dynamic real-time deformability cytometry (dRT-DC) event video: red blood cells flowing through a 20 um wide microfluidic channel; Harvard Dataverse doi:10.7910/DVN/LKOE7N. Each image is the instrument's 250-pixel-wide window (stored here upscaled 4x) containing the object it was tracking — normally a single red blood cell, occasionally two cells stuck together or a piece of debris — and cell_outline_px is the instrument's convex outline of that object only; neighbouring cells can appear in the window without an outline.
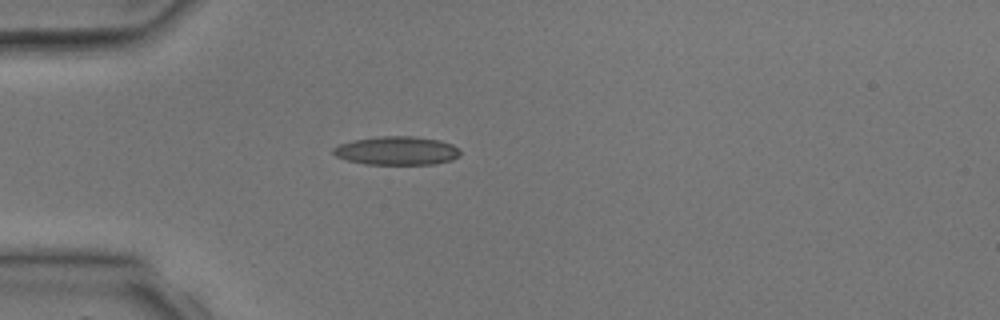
{"species": "common noctule bat (a hibernating species)", "species_latin": "Nyctalus noctula", "temperature_condition": "room temperature", "stored_images_in_passage": 1, "camera_frame_rate_fps": 3000, "um_per_image_px": 0.085, "animal": {"sex": "male", "body_mass_g": 17.9, "forearm_length_mm": 54.2}, "frame": {"image": 1, "passage_image": 1, "time_ms": 0.0, "image_size_px": [1000, 320], "cell_outline_px": [[460, 156], [452, 160], [436, 164], [364, 164], [348, 160], [336, 156], [332, 152], [332, 148], [340, 144], [356, 140], [376, 136], [416, 136], [440, 140], [452, 144], [460, 152]], "centroid_in_image_um": [33.75, 12.81], "position_along_channel_um": 51.3, "area_um2": 21.15}}